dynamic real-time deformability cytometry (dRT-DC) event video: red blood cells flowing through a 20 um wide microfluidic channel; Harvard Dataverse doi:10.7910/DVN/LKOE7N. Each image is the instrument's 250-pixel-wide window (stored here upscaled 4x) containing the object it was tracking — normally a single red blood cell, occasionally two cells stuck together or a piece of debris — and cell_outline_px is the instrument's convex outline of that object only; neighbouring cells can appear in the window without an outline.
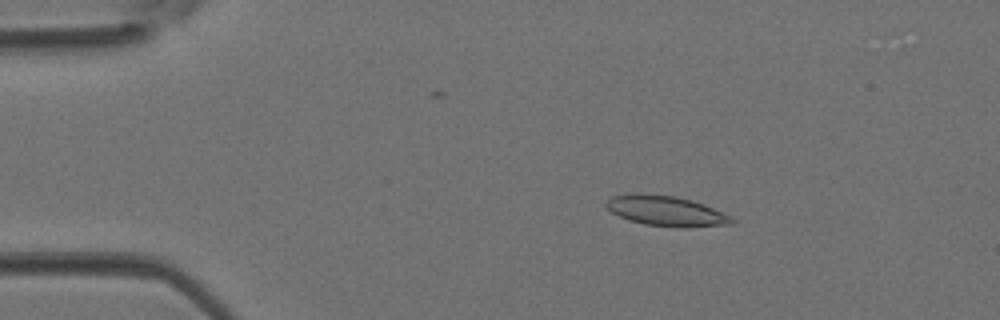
{"species": "Egyptian fruit bat (a non-hibernating species)", "species_latin": "Rousettus aegyptiacus", "temperature_condition": "room temperature", "stored_images_in_passage": 42, "camera_frame_rate_fps": 3000, "um_per_image_px": 0.085, "animal": {"sex": "female"}, "frame": {"image": 1, "passage_image": 5, "time_ms": 1.333, "image_size_px": [1000, 320], "cell_outline_px": [[736, 220], [732, 224], [644, 224], [628, 220], [612, 212], [604, 204], [612, 196], [632, 192], [640, 192], [676, 196], [692, 200], [704, 204], [732, 216]], "centroid_in_image_um": [56.52, 17.84], "position_along_channel_um": 28.5, "area_um2": 21.15}}
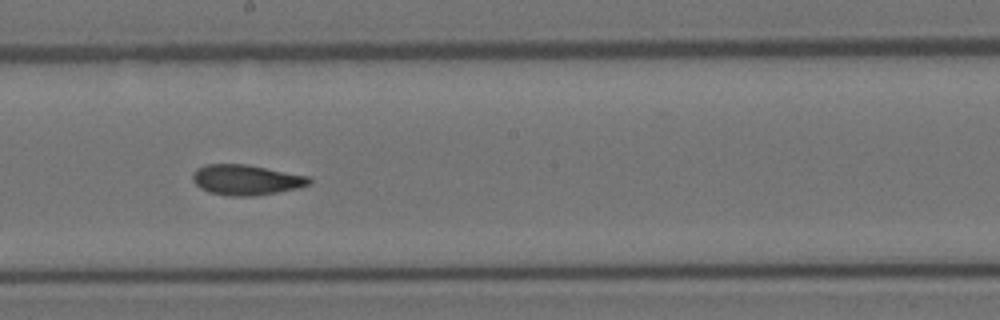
{"frame": {"image": 2, "passage_image": 22, "time_ms": 7.0, "image_size_px": [1000, 320], "cell_outline_px": [[312, 180], [308, 184], [300, 188], [256, 196], [228, 196], [208, 192], [200, 188], [192, 180], [192, 172], [196, 168], [204, 164], [248, 164], [308, 176]], "centroid_in_image_um": [20.89, 15.29], "position_along_channel_um": 227.3, "area_um2": 20.87}}
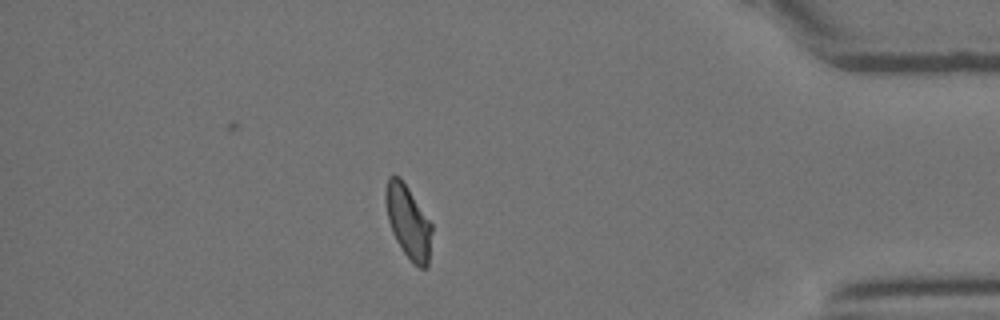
{"frame": {"image": 3, "passage_image": 36, "time_ms": 11.667, "image_size_px": [1000, 320], "cell_outline_px": [[432, 232], [428, 268], [420, 268], [412, 264], [396, 240], [392, 232], [388, 220], [384, 200], [384, 192], [388, 176], [400, 176], [432, 224]], "centroid_in_image_um": [34.69, 18.87], "position_along_channel_um": 400.5, "area_um2": 19.83}}